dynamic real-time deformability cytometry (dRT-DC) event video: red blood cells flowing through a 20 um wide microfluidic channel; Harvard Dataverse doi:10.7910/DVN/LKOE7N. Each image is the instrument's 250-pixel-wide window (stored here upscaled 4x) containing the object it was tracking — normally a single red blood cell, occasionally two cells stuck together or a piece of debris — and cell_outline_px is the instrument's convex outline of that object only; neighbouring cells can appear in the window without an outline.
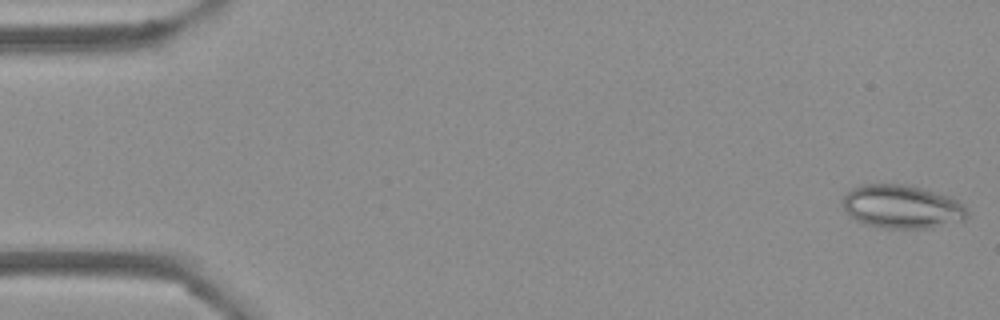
{"species": "Egyptian fruit bat (a non-hibernating species)", "species_latin": "Rousettus aegyptiacus", "temperature_condition": "cold", "stored_images_in_passage": 52, "camera_frame_rate_fps": 3000, "um_per_image_px": 0.085, "frame": {"image": 1, "passage_image": 1, "time_ms": 0.0, "image_size_px": [1000, 320], "cell_outline_px": [[968, 216], [964, 220], [928, 228], [884, 228], [864, 224], [856, 220], [840, 204], [844, 196], [852, 188], [860, 184], [904, 184], [924, 188], [948, 196], [964, 204], [968, 212]], "centroid_in_image_um": [76.66, 17.56], "position_along_channel_um": 8.3, "area_um2": 31.62}}
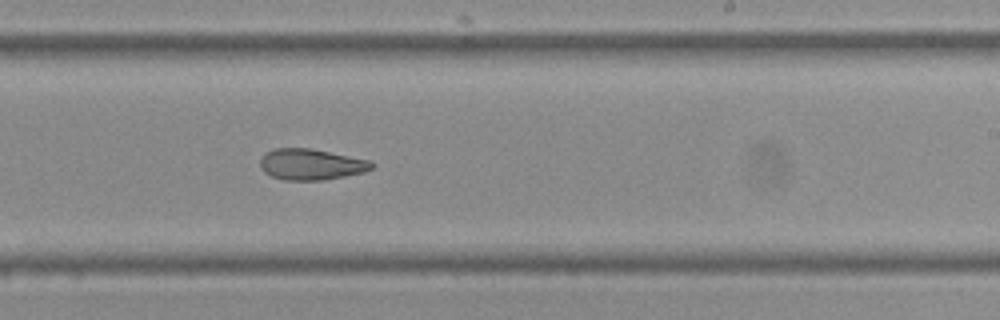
{"frame": {"image": 2, "passage_image": 32, "time_ms": 10.333, "image_size_px": [1000, 320], "cell_outline_px": [[376, 164], [372, 168], [364, 172], [324, 180], [284, 180], [272, 176], [264, 172], [260, 168], [260, 160], [272, 148], [312, 148], [372, 160]], "centroid_in_image_um": [26.48, 13.96], "position_along_channel_um": 262.5, "area_um2": 20.35}}
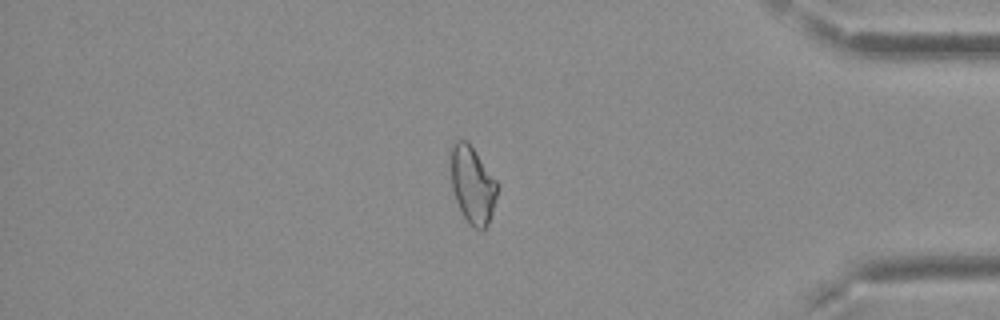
{"frame": {"image": 3, "passage_image": 45, "time_ms": 14.667, "image_size_px": [1000, 320], "cell_outline_px": [[496, 196], [492, 216], [484, 232], [480, 232], [472, 228], [468, 224], [460, 212], [452, 188], [448, 148], [456, 140], [468, 140], [496, 180]], "centroid_in_image_um": [40.12, 15.72], "position_along_channel_um": 395.1, "area_um2": 21.62}}